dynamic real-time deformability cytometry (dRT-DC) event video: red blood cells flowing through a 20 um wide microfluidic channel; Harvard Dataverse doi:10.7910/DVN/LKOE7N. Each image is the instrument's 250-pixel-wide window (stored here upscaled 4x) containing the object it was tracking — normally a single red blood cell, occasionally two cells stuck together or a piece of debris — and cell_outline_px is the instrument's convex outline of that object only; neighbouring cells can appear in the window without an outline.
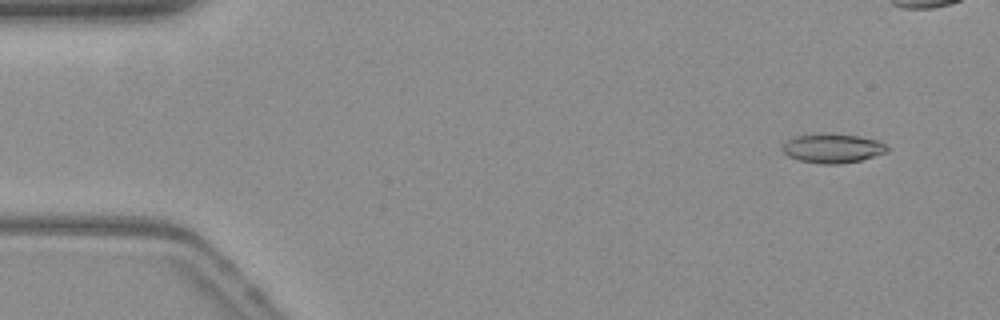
{"species": "common noctule bat (a hibernating species)", "species_latin": "Nyctalus noctula", "temperature_condition": "warm", "stored_images_in_passage": 55, "camera_frame_rate_fps": 3000, "um_per_image_px": 0.085, "animal": {"sex": "female", "body_mass_g": 19.3, "forearm_length_mm": 54.1}, "frame": {"image": 1, "passage_image": 4, "time_ms": 1.0, "image_size_px": [1000, 320], "cell_outline_px": [[888, 152], [860, 160], [836, 164], [824, 164], [800, 160], [788, 156], [784, 152], [784, 144], [788, 140], [796, 136], [856, 136], [880, 140], [888, 148]], "centroid_in_image_um": [70.83, 12.65], "position_along_channel_um": 14.2, "area_um2": 16.82}}
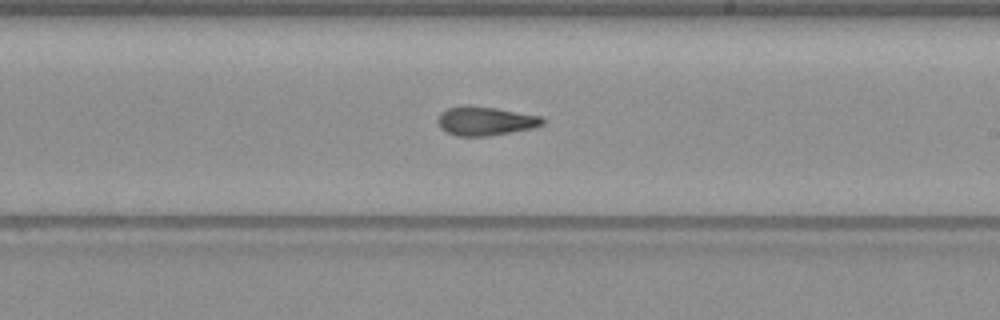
{"frame": {"image": 2, "passage_image": 31, "time_ms": 10.0, "image_size_px": [1000, 320], "cell_outline_px": [[544, 124], [532, 128], [488, 136], [456, 136], [440, 128], [436, 120], [440, 112], [448, 108], [496, 108], [540, 116], [544, 120]], "centroid_in_image_um": [41.25, 10.32], "position_along_channel_um": 247.8, "area_um2": 16.99}}
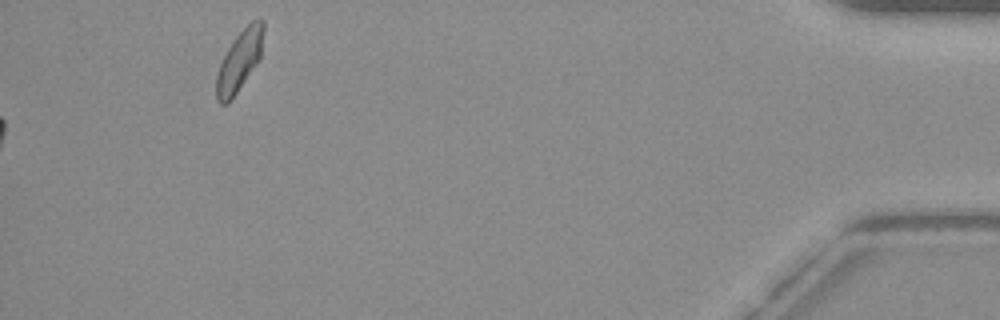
{"frame": {"image": 3, "passage_image": 55, "time_ms": 18.0, "image_size_px": [1000, 320], "cell_outline_px": [[264, 32], [260, 56], [256, 64], [236, 92], [224, 104], [220, 104], [216, 100], [216, 76], [220, 64], [228, 48], [236, 36], [252, 20], [264, 20]], "centroid_in_image_um": [20.35, 5.14], "position_along_channel_um": 414.9, "area_um2": 16.07}, "authors_computed_cell_mechanics": {"area_um2": 17.4556, "velocity_mm_per_s": 3.834, "shape_relaxation_time_tau1_ms": 9.689, "shape_relaxation_time_tau2_ms": 3.1134, "deformation_change_tau1": 0.2392, "deformation_change_tau2": 0.1163}}